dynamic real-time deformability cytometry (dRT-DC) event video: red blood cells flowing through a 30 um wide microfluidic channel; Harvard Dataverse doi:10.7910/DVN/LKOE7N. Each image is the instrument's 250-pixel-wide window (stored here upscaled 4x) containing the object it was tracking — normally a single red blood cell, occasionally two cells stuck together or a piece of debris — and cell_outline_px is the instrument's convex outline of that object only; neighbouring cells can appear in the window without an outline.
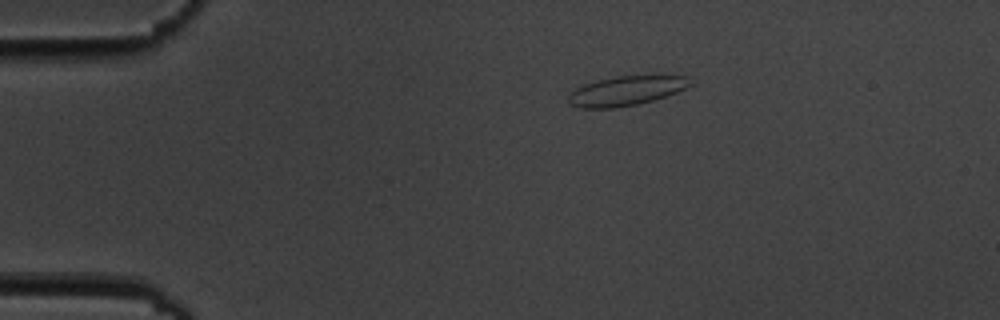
{"species": "common noctule bat (a hibernating species)", "species_latin": "Nyctalus noctula", "temperature_condition": "cold", "stored_images_in_passage": 7, "camera_frame_rate_fps": 3000, "um_per_image_px": 0.085, "animal": {"sex": "male", "body_mass_g": 19.5, "forearm_length_mm": 54.6}, "frame": {"image": 1, "passage_image": 1, "time_ms": 0.0, "image_size_px": [1000, 320], "cell_outline_px": [[692, 84], [676, 92], [652, 100], [636, 104], [612, 108], [580, 108], [572, 104], [568, 100], [568, 96], [576, 88], [584, 84], [596, 80], [616, 76], [684, 76]], "centroid_in_image_um": [53.16, 7.72], "position_along_channel_um": 31.8, "area_um2": 20.4}}
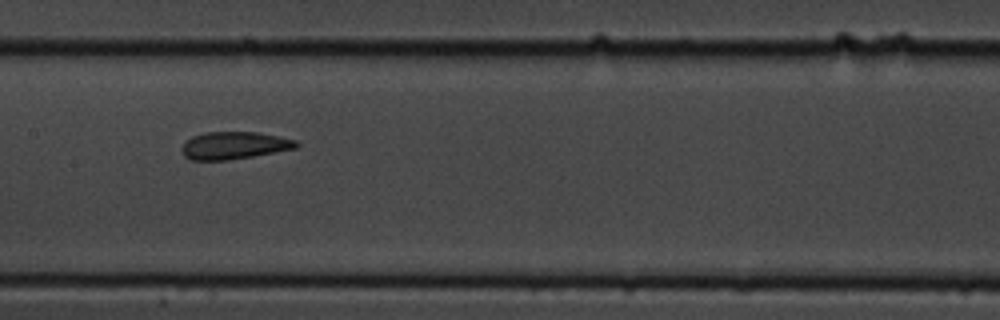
{"frame": {"image": 2, "passage_image": 6, "time_ms": 6.0, "image_size_px": [1000, 320], "cell_outline_px": [[300, 144], [296, 148], [252, 156], [228, 160], [188, 160], [184, 156], [180, 148], [184, 140], [192, 136], [204, 132], [256, 132], [280, 136], [296, 140]], "centroid_in_image_um": [19.85, 12.36], "position_along_channel_um": 187.6, "area_um2": 18.5}}
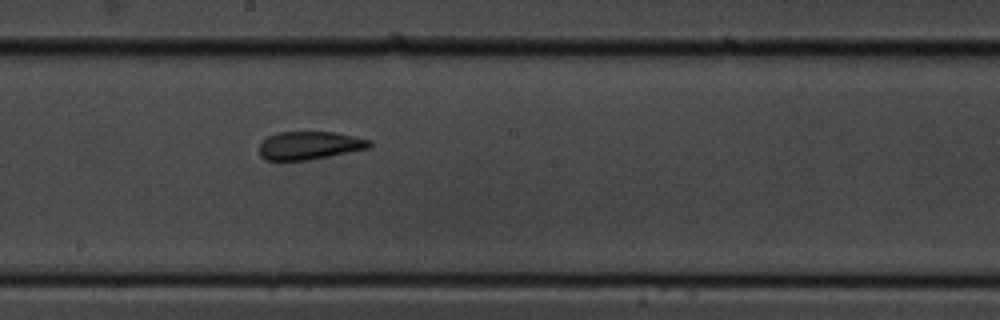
{"frame": {"image": 3, "passage_image": 7, "time_ms": 7.0, "image_size_px": [1000, 320], "cell_outline_px": [[372, 144], [368, 148], [308, 160], [264, 160], [260, 156], [260, 144], [268, 136], [276, 132], [332, 132], [372, 140]], "centroid_in_image_um": [26.28, 12.36], "position_along_channel_um": 221.9, "area_um2": 17.86}}